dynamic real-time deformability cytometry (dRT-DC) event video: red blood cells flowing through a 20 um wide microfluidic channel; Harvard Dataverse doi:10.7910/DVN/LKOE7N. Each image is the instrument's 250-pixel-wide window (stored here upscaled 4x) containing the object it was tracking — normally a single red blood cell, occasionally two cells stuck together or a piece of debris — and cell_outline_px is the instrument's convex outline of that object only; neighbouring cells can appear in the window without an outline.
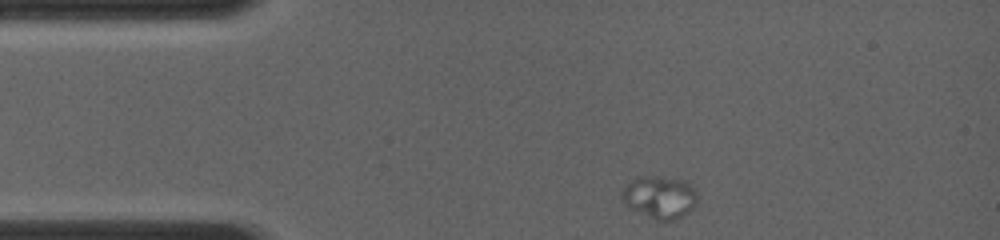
{"species": "common noctule bat (a hibernating species)", "species_latin": "Nyctalus noctula", "temperature_condition": "room temperature", "stored_images_in_passage": 3, "camera_frame_rate_fps": 4000, "um_per_image_px": 0.085, "animal": {"sex": "female", "body_mass_g": 19.0, "forearm_length_mm": 56.7}, "frame": {"image": 1, "passage_image": 1, "time_ms": 0.0, "image_size_px": [1000, 240], "cell_outline_px": [[696, 204], [688, 212], [672, 220], [656, 220], [628, 208], [620, 200], [620, 192], [632, 180], [644, 176], [656, 176], [684, 180], [692, 184], [696, 192]], "centroid_in_image_um": [56.04, 16.76], "position_along_channel_um": 29.0, "area_um2": 18.73}}
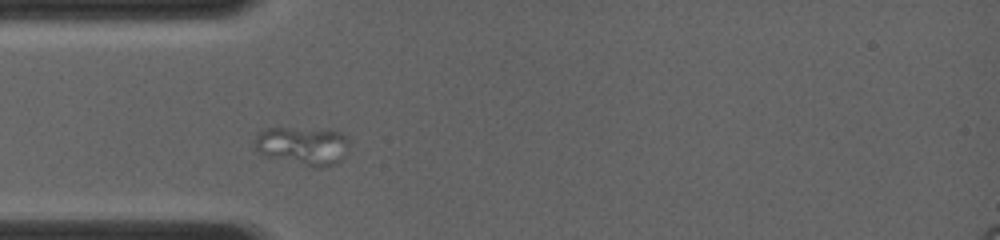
{"frame": {"image": 2, "passage_image": 3, "time_ms": 1.75, "image_size_px": [1000, 240], "cell_outline_px": [[348, 144], [340, 160], [332, 164], [320, 168], [312, 168], [268, 156], [260, 152], [256, 148], [252, 140], [260, 132], [268, 128], [288, 128], [340, 132], [348, 136]], "centroid_in_image_um": [25.71, 12.41], "position_along_channel_um": 59.3, "area_um2": 20.69}}